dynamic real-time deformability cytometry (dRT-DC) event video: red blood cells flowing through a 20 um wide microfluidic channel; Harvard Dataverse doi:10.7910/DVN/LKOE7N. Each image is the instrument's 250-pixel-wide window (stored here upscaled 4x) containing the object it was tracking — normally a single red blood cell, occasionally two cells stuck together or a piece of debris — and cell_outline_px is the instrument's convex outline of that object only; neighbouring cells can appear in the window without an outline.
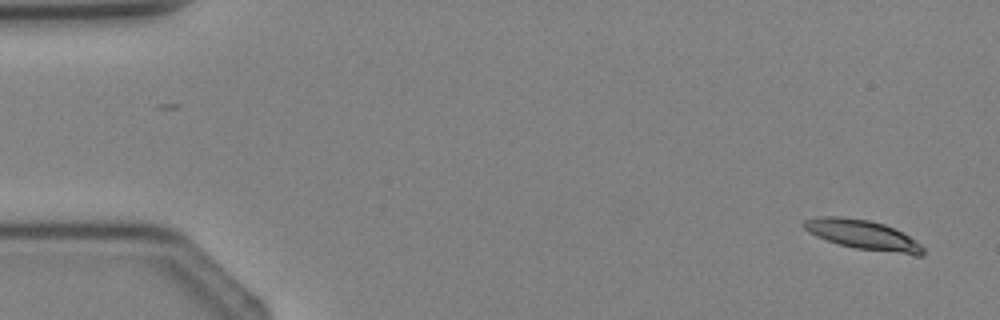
{"species": "Egyptian fruit bat (a non-hibernating species)", "species_latin": "Rousettus aegyptiacus", "temperature_condition": "cold", "stored_images_in_passage": 3, "camera_frame_rate_fps": 3000, "um_per_image_px": 0.085, "animal": {"sex": "female"}, "frame": {"image": 1, "passage_image": 1, "time_ms": 0.0, "image_size_px": [1000, 320], "cell_outline_px": [[924, 256], [912, 256], [856, 248], [840, 244], [816, 236], [808, 232], [800, 224], [804, 220], [820, 216], [840, 216], [868, 220], [884, 224], [908, 236], [920, 244], [924, 248]], "centroid_in_image_um": [73.34, 19.97], "position_along_channel_um": 11.7, "area_um2": 20.52}}